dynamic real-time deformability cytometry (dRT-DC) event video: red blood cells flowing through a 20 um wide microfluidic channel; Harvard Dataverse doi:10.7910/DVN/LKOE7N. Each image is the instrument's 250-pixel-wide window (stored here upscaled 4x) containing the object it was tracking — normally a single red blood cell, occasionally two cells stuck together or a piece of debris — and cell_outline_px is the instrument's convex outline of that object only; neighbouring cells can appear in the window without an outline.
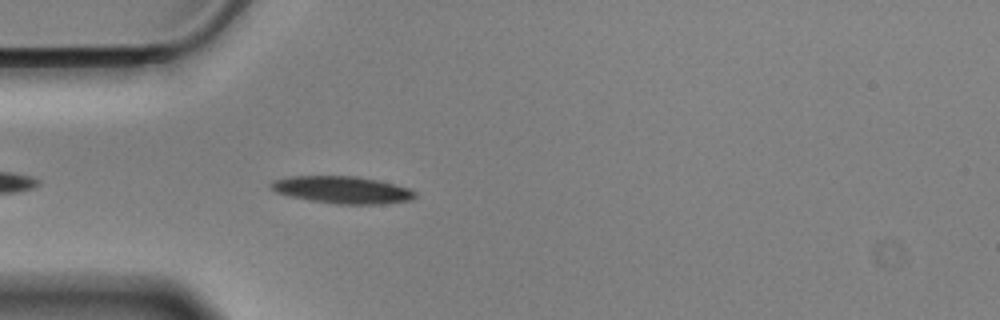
{"species": "Egyptian fruit bat (a non-hibernating species)", "species_latin": "Rousettus aegyptiacus", "temperature_condition": "cold", "stored_images_in_passage": 11, "camera_frame_rate_fps": 3000, "um_per_image_px": 0.085, "animal": {"sex": "male"}, "frame": {"image": 1, "passage_image": 4, "time_ms": 1.0, "image_size_px": [1000, 320], "cell_outline_px": [[416, 196], [412, 200], [380, 204], [336, 204], [308, 200], [288, 196], [276, 192], [268, 188], [268, 184], [272, 180], [288, 176], [356, 176], [396, 184], [412, 188], [416, 192]], "centroid_in_image_um": [29.06, 16.13], "position_along_channel_um": 55.9, "area_um2": 23.24}}
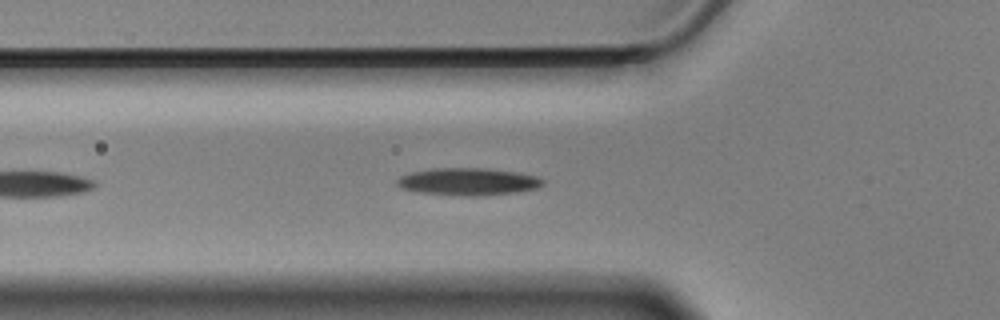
{"frame": {"image": 2, "passage_image": 7, "time_ms": 2.0, "image_size_px": [1000, 320], "cell_outline_px": [[544, 184], [536, 188], [516, 192], [476, 196], [464, 196], [420, 192], [400, 188], [396, 184], [396, 180], [400, 176], [412, 172], [432, 168], [480, 168], [516, 172], [536, 176], [544, 180]], "centroid_in_image_um": [39.76, 15.44], "position_along_channel_um": 86.0, "area_um2": 23.06}}